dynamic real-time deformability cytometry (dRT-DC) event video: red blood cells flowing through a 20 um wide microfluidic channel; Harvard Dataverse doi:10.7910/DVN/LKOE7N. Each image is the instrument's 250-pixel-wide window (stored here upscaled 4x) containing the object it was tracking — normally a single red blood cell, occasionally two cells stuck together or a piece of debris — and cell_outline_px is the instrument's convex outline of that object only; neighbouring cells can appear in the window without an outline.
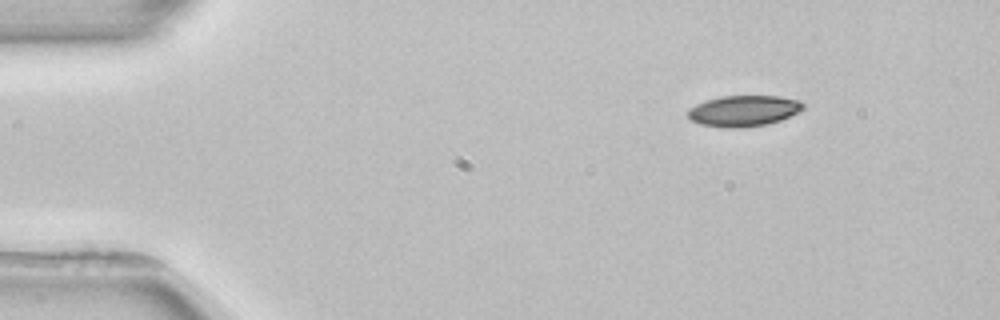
{"species": "common noctule bat (a hibernating species)", "species_latin": "Nyctalus noctula", "temperature_condition": "room temperature", "stored_images_in_passage": 3, "camera_frame_rate_fps": 3000, "um_per_image_px": 0.085, "animal": {"sex": "female", "body_mass_g": 22.7, "forearm_length_mm": 54.2}, "frame": {"image": 1, "passage_image": 1, "time_ms": 0.0, "image_size_px": [1000, 320], "cell_outline_px": [[804, 108], [800, 112], [780, 120], [768, 124], [740, 128], [724, 128], [700, 124], [692, 120], [688, 116], [688, 108], [696, 104], [720, 96], [780, 96], [800, 100], [804, 104]], "centroid_in_image_um": [63.23, 9.42], "position_along_channel_um": 21.8, "area_um2": 20.92}}
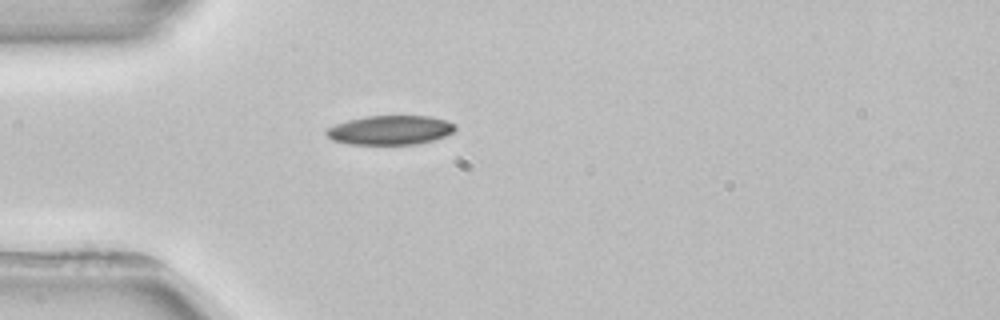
{"frame": {"image": 2, "passage_image": 3, "time_ms": 2.667, "image_size_px": [1000, 320], "cell_outline_px": [[456, 128], [452, 132], [444, 136], [432, 140], [416, 144], [348, 144], [332, 140], [324, 132], [328, 128], [336, 124], [348, 120], [364, 116], [428, 116], [444, 120], [456, 124]], "centroid_in_image_um": [33.14, 11.05], "position_along_channel_um": 51.9, "area_um2": 21.79}}